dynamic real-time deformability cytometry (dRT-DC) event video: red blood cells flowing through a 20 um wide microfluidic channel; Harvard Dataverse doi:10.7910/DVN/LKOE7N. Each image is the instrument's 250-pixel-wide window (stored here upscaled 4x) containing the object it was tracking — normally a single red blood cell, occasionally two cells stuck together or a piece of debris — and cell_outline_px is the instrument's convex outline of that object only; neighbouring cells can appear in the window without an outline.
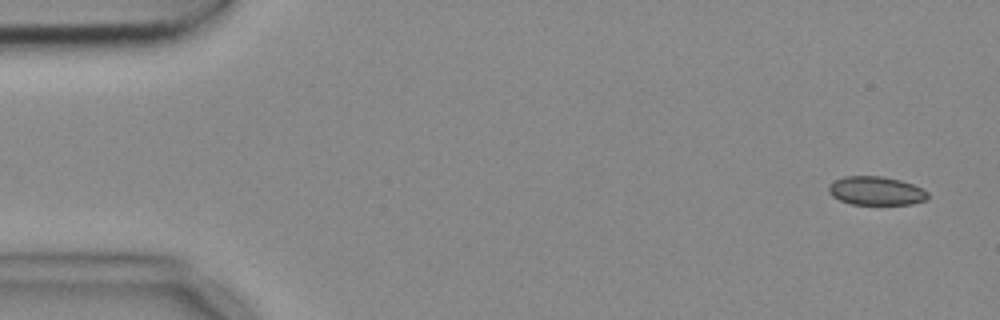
{"species": "common noctule bat (a hibernating species)", "species_latin": "Nyctalus noctula", "temperature_condition": "cold", "stored_images_in_passage": 4, "camera_frame_rate_fps": 3000, "um_per_image_px": 0.085, "animal": {"sex": "female", "body_mass_g": 18.4}, "frame": {"image": 1, "passage_image": 1, "time_ms": 0.0, "image_size_px": [1000, 320], "cell_outline_px": [[928, 196], [924, 200], [912, 204], [852, 204], [840, 200], [832, 196], [828, 192], [828, 188], [836, 180], [844, 176], [880, 176], [900, 180], [912, 184], [928, 192]], "centroid_in_image_um": [74.45, 16.22], "position_along_channel_um": 10.5, "area_um2": 16.3}}
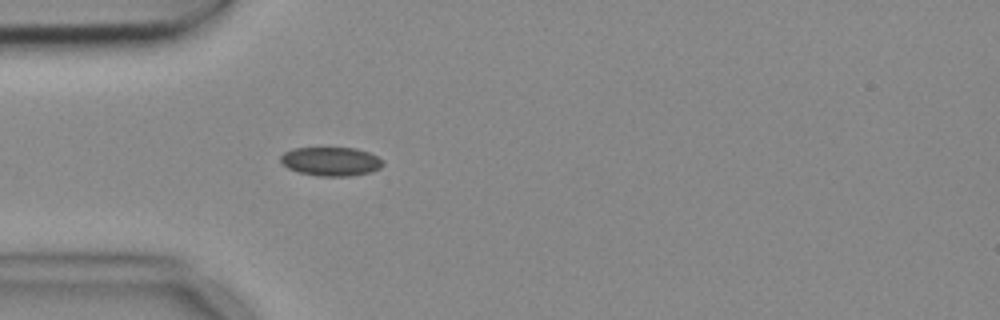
{"frame": {"image": 2, "passage_image": 4, "time_ms": 1.0, "image_size_px": [1000, 320], "cell_outline_px": [[384, 164], [380, 168], [372, 172], [348, 176], [320, 176], [300, 172], [288, 168], [280, 160], [280, 156], [284, 152], [292, 148], [356, 148], [368, 152], [384, 160]], "centroid_in_image_um": [28.15, 13.72], "position_along_channel_um": 56.8, "area_um2": 17.17}}